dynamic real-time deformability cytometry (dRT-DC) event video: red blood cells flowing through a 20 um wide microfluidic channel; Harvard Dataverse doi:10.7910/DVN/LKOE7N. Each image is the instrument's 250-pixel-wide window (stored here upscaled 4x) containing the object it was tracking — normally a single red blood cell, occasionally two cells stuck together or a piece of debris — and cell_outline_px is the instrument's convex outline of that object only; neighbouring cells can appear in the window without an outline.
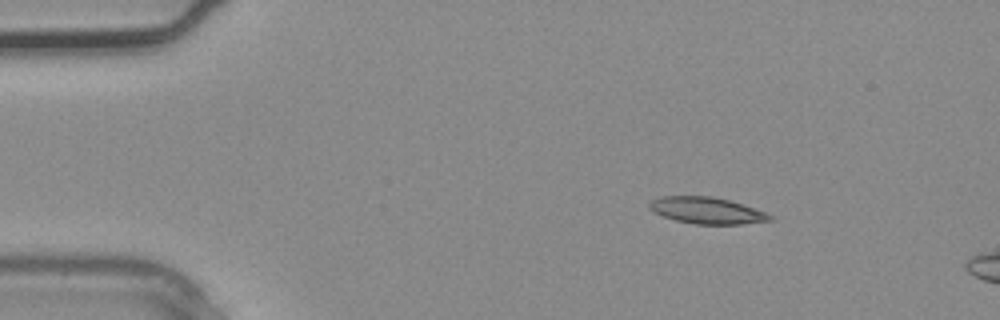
{"species": "common noctule bat (a hibernating species)", "species_latin": "Nyctalus noctula", "temperature_condition": "warm", "stored_images_in_passage": 2, "camera_frame_rate_fps": 3000, "um_per_image_px": 0.085, "animal": {"sex": "male", "body_mass_g": 20.4}, "frame": {"image": 1, "passage_image": 1, "time_ms": 0.0, "image_size_px": [1000, 320], "cell_outline_px": [[776, 220], [744, 224], [696, 224], [676, 220], [664, 216], [648, 208], [648, 204], [652, 200], [664, 196], [712, 196], [728, 200], [776, 216]], "centroid_in_image_um": [60.13, 17.9], "position_along_channel_um": 24.9, "area_um2": 18.5}}